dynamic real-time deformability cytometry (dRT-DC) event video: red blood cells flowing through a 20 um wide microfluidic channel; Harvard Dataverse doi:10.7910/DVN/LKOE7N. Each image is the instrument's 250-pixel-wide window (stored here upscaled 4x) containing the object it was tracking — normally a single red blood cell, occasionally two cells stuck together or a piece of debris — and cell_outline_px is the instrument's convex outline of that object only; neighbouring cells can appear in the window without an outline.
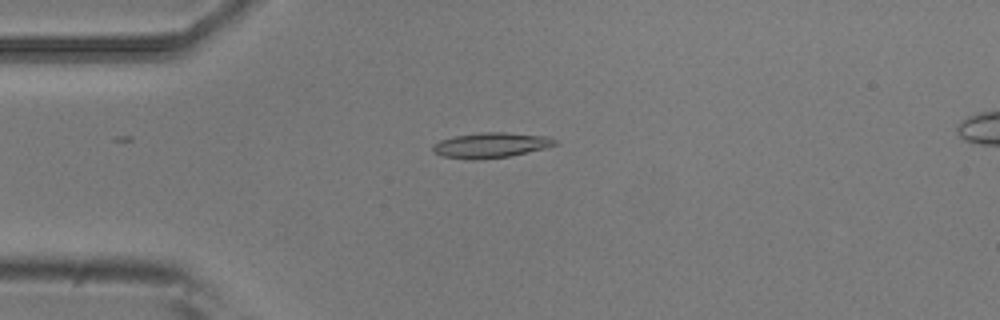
{"species": "common noctule bat (a hibernating species)", "species_latin": "Nyctalus noctula", "temperature_condition": "room temperature", "stored_images_in_passage": 6, "camera_frame_rate_fps": 3000, "um_per_image_px": 0.085, "animal": {"sex": "male", "body_mass_g": 20.5, "forearm_length_mm": 52.5}, "frame": {"image": 1, "passage_image": 4, "time_ms": 1.0, "image_size_px": [1000, 320], "cell_outline_px": [[556, 144], [544, 148], [508, 156], [480, 160], [472, 160], [444, 156], [432, 152], [432, 144], [440, 140], [452, 136], [480, 132], [508, 132], [548, 136], [556, 140]], "centroid_in_image_um": [41.67, 12.33], "position_along_channel_um": 43.3, "area_um2": 18.03}}
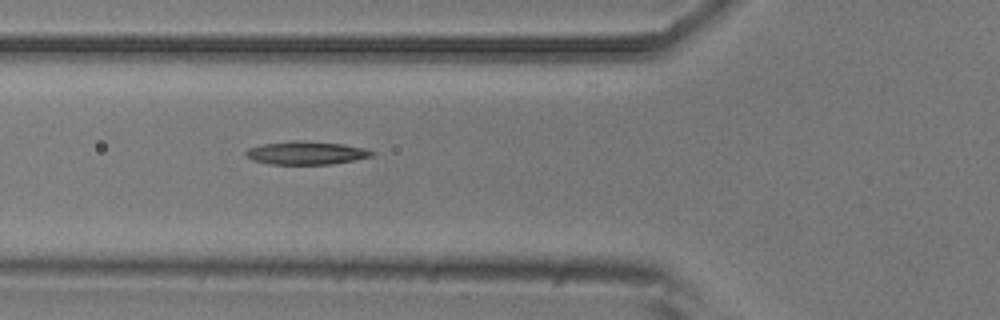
{"frame": {"image": 2, "passage_image": 6, "time_ms": 1.667, "image_size_px": [1000, 320], "cell_outline_px": [[376, 152], [372, 156], [356, 160], [332, 164], [272, 164], [252, 160], [244, 152], [248, 148], [260, 144], [296, 140], [300, 140], [344, 144], [364, 148]], "centroid_in_image_um": [26.04, 12.99], "position_along_channel_um": 99.8, "area_um2": 17.11}}